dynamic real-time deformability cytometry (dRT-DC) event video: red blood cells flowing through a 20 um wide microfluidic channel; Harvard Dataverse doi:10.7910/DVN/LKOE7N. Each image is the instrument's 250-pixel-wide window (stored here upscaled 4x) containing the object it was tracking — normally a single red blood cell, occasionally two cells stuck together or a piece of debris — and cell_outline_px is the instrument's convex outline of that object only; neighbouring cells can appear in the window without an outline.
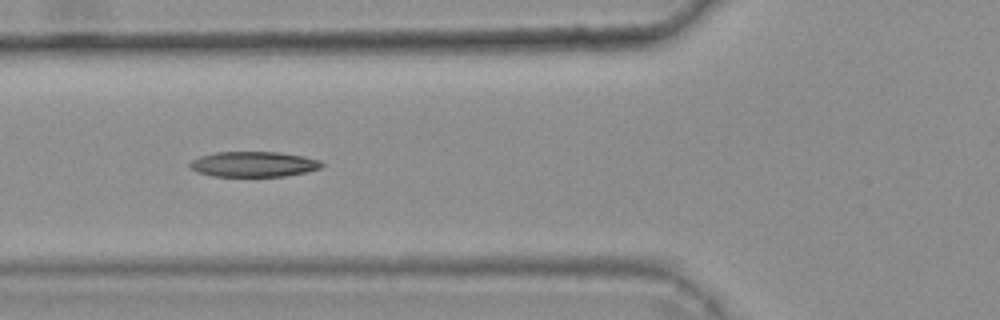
{"species": "common noctule bat (a hibernating species)", "species_latin": "Nyctalus noctula", "temperature_condition": "warm", "stored_images_in_passage": 38, "camera_frame_rate_fps": 3000, "um_per_image_px": 0.085, "animal": {"sex": "female", "body_mass_g": 25.1}, "frame": {"image": 1, "passage_image": 12, "time_ms": 3.667, "image_size_px": [1000, 320], "cell_outline_px": [[324, 164], [320, 168], [304, 172], [284, 176], [212, 176], [196, 172], [188, 164], [192, 160], [200, 156], [216, 152], [276, 152], [304, 156], [320, 160]], "centroid_in_image_um": [21.54, 13.95], "position_along_channel_um": 104.3, "area_um2": 19.36}, "authors_computed_cell_mechanics": {"area_um2": 19.6809, "velocity_mm_per_s": 3.7456, "shape_relaxation_time_tau1_ms": null, "shape_relaxation_time_tau2_ms": 4.4778, "deformation_change_tau1": null, "deformation_change_tau2": 0.1298}}